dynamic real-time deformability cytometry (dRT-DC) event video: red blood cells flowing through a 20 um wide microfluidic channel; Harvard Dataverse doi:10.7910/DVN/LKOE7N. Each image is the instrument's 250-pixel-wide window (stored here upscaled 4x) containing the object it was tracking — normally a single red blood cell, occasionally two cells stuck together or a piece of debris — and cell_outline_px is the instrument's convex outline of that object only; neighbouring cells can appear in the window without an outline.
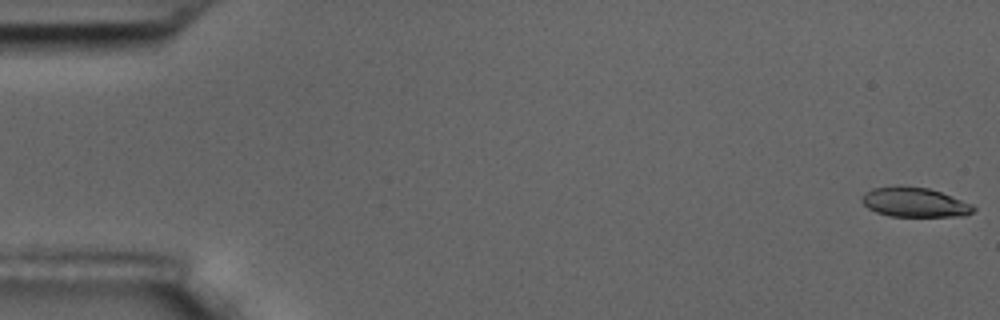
{"species": "common noctule bat (a hibernating species)", "species_latin": "Nyctalus noctula", "temperature_condition": "room temperature", "stored_images_in_passage": 6, "camera_frame_rate_fps": 3000, "um_per_image_px": 0.085, "animal": {"sex": "male", "body_mass_g": 17.5, "forearm_length_mm": 52.3}, "frame": {"image": 1, "passage_image": 1, "time_ms": 0.0, "image_size_px": [1000, 320], "cell_outline_px": [[976, 208], [972, 212], [964, 216], [888, 216], [876, 212], [868, 208], [860, 200], [864, 192], [872, 188], [928, 188], [940, 192], [972, 204]], "centroid_in_image_um": [77.74, 17.23], "position_along_channel_um": 7.3, "area_um2": 18.61}}